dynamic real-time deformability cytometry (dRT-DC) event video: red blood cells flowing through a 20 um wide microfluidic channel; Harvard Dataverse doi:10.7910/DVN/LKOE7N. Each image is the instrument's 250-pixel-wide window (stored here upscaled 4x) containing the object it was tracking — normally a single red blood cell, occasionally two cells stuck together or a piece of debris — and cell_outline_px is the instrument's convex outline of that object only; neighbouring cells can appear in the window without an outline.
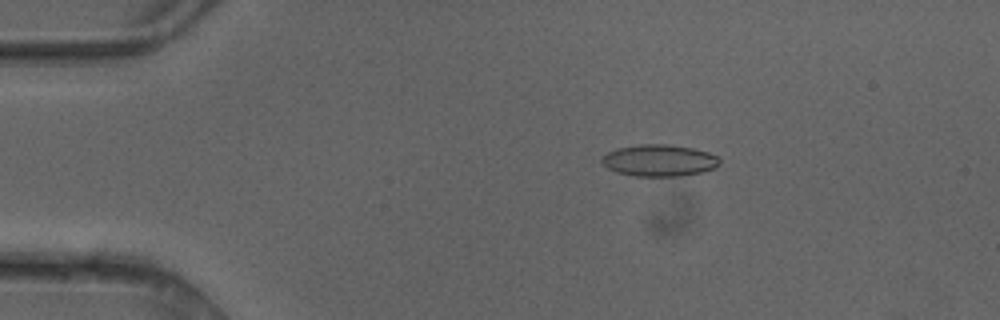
{"species": "common noctule bat (a hibernating species)", "species_latin": "Nyctalus noctula", "temperature_condition": "cold", "stored_images_in_passage": 5, "camera_frame_rate_fps": 3000, "um_per_image_px": 0.085, "animal": {"sex": "female"}, "frame": {"image": 1, "passage_image": 2, "time_ms": 0.333, "image_size_px": [1000, 320], "cell_outline_px": [[720, 164], [716, 168], [700, 172], [680, 176], [636, 176], [616, 172], [608, 168], [600, 160], [600, 156], [616, 148], [640, 144], [668, 144], [692, 148], [708, 152], [716, 156], [720, 160]], "centroid_in_image_um": [56.01, 13.63], "position_along_channel_um": 29.0, "area_um2": 21.85}}
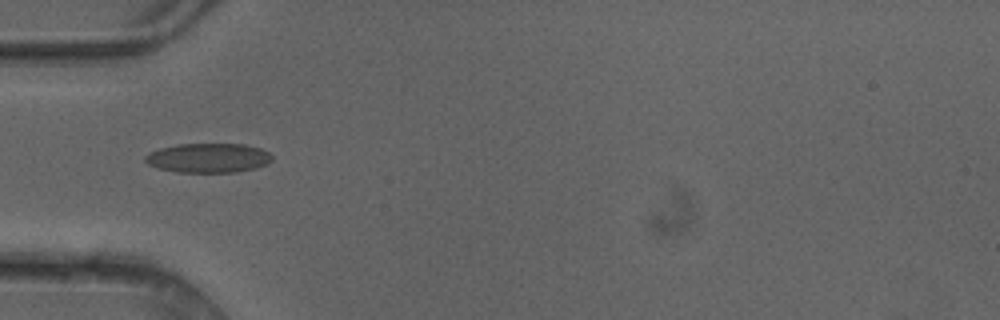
{"frame": {"image": 2, "passage_image": 4, "time_ms": 1.0, "image_size_px": [1000, 320], "cell_outline_px": [[272, 160], [268, 164], [256, 168], [236, 172], [176, 172], [156, 168], [148, 164], [144, 160], [144, 156], [148, 152], [160, 148], [176, 144], [244, 144], [260, 148], [268, 152], [272, 156]], "centroid_in_image_um": [17.68, 13.42], "position_along_channel_um": 67.3, "area_um2": 21.96}}
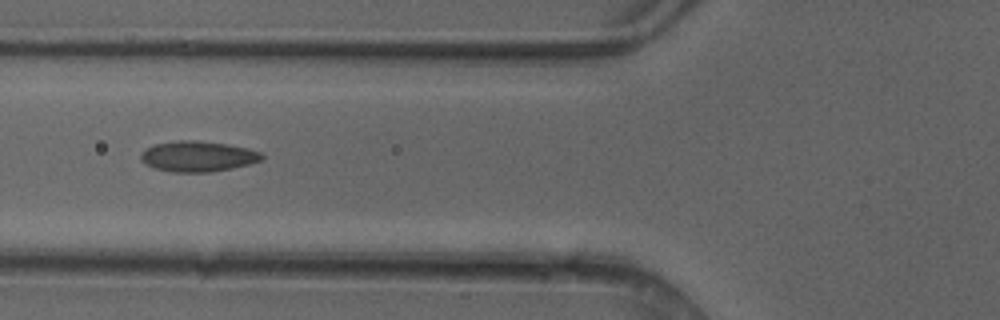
{"frame": {"image": 3, "passage_image": 5, "time_ms": 1.333, "image_size_px": [1000, 320], "cell_outline_px": [[264, 156], [260, 160], [248, 164], [232, 168], [212, 172], [172, 172], [152, 168], [144, 164], [140, 160], [140, 152], [144, 148], [152, 144], [176, 140], [196, 140], [228, 144], [248, 148], [260, 152]], "centroid_in_image_um": [16.73, 13.28], "position_along_channel_um": 109.1, "area_um2": 21.91}}